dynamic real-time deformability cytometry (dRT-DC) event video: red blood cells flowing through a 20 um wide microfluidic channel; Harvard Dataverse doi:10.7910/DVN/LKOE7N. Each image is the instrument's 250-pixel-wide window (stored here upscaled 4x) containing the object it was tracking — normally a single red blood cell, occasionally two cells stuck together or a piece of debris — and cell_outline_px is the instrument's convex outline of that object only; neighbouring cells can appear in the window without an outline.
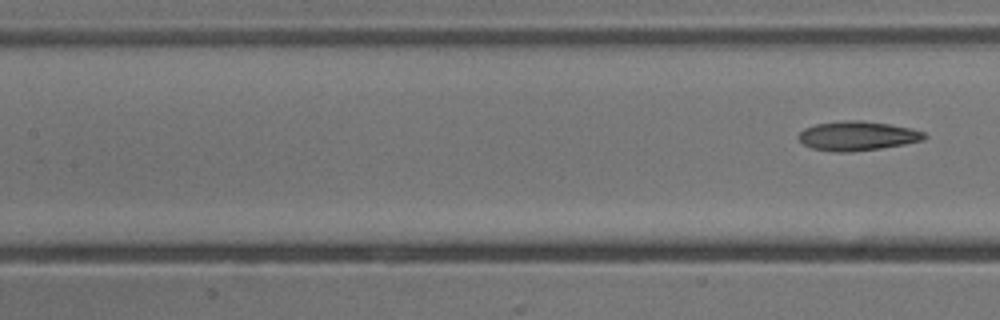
{"species": "common noctule bat (a hibernating species)", "species_latin": "Nyctalus noctula", "temperature_condition": "cold", "stored_images_in_passage": 8, "segment_of_instrument_passage": [2, 2], "camera_frame_rate_fps": 3000, "um_per_image_px": 0.085, "animal": {"sex": "male", "body_mass_g": 13.3}, "frame": {"image": 1, "passage_image": 8, "time_ms": 9.333, "image_size_px": [1000, 320], "cell_outline_px": [[928, 136], [924, 140], [904, 144], [880, 148], [852, 152], [832, 152], [812, 148], [804, 144], [800, 140], [800, 132], [804, 128], [816, 124], [840, 120], [860, 120], [888, 124], [912, 128], [924, 132]], "centroid_in_image_um": [72.9, 11.55], "position_along_channel_um": 134.5, "area_um2": 21.5}}